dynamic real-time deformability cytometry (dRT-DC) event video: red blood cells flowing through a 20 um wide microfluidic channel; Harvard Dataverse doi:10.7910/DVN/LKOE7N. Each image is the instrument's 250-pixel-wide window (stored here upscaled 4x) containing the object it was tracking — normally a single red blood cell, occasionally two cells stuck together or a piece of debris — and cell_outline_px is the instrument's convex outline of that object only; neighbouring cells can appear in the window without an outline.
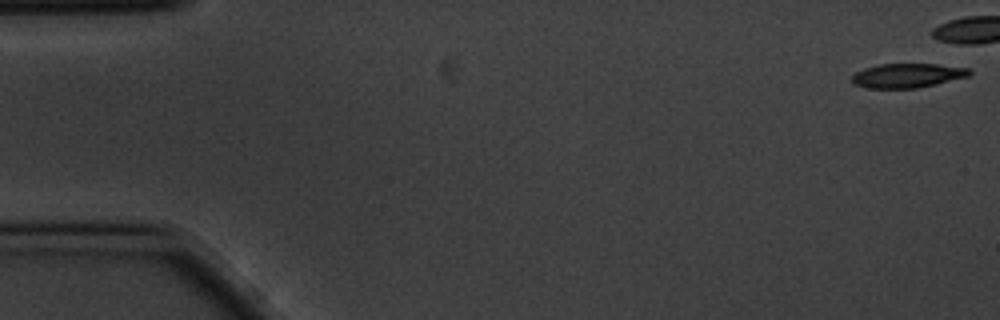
{"species": "common noctule bat (a hibernating species)", "species_latin": "Nyctalus noctula", "temperature_condition": "cold", "stored_images_in_passage": 3, "camera_frame_rate_fps": 3000, "um_per_image_px": 0.085, "animal": {"sex": "male", "body_mass_g": 20.1, "forearm_length_mm": 53.5}, "frame": {"image": 1, "passage_image": 1, "time_ms": 0.0, "image_size_px": [1000, 320], "cell_outline_px": [[972, 72], [968, 76], [936, 84], [916, 88], [868, 88], [852, 84], [852, 76], [856, 72], [864, 68], [880, 64], [936, 64], [968, 68]], "centroid_in_image_um": [77.1, 6.42], "position_along_channel_um": 7.9, "area_um2": 16.53}}